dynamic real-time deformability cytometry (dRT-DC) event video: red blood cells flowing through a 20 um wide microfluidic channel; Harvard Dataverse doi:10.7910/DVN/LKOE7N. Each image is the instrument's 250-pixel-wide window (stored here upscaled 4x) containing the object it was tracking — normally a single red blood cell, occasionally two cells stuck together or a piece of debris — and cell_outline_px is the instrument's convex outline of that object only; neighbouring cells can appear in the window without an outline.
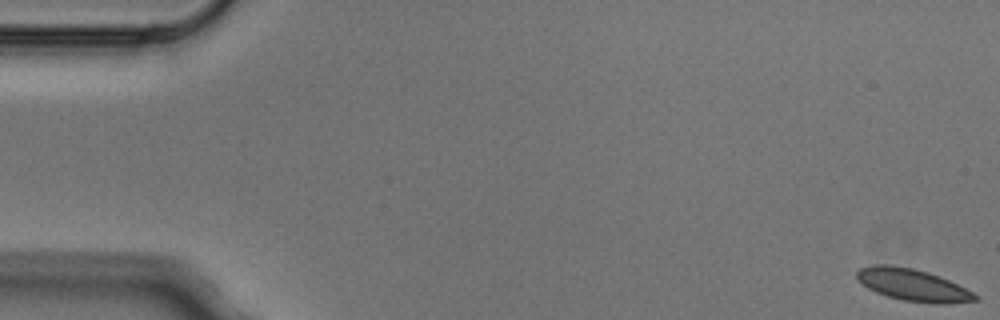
{"species": "Egyptian fruit bat (a non-hibernating species)", "species_latin": "Rousettus aegyptiacus", "temperature_condition": "cold", "stored_images_in_passage": 3, "camera_frame_rate_fps": 3000, "um_per_image_px": 0.085, "animal": {"sex": "male"}, "frame": {"image": 1, "passage_image": 1, "time_ms": 0.0, "image_size_px": [1000, 320], "cell_outline_px": [[980, 300], [944, 304], [936, 304], [904, 300], [888, 296], [876, 292], [868, 288], [856, 280], [856, 272], [860, 268], [872, 264], [888, 264], [912, 268], [928, 272], [940, 276], [980, 296]], "centroid_in_image_um": [77.57, 24.21], "position_along_channel_um": 7.4, "area_um2": 22.14}}